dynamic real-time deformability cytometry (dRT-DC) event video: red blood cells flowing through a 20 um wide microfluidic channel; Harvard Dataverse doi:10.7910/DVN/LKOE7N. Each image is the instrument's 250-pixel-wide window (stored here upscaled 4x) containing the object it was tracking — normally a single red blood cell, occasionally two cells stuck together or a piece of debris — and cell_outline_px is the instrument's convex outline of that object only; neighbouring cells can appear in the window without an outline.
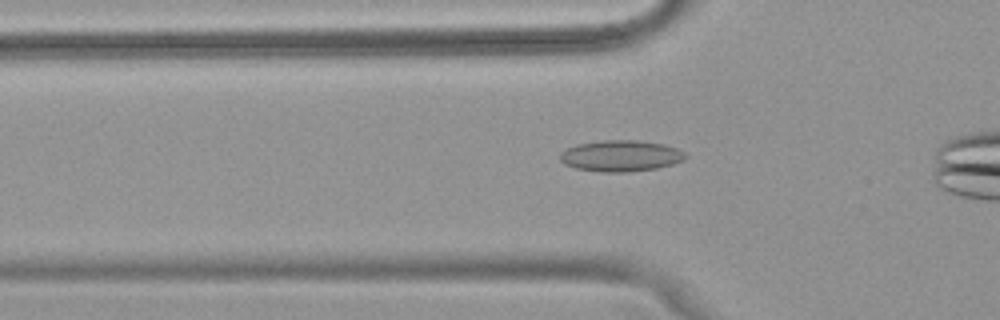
{"species": "common noctule bat (a hibernating species)", "species_latin": "Nyctalus noctula", "temperature_condition": "warm", "stored_images_in_passage": 35, "camera_frame_rate_fps": 3000, "um_per_image_px": 0.085, "animal": {"sex": "female", "body_mass_g": 18.4}, "frame": {"image": 1, "passage_image": 10, "time_ms": 3.0, "image_size_px": [1000, 320], "cell_outline_px": [[688, 156], [684, 160], [672, 164], [656, 168], [628, 172], [604, 172], [576, 168], [564, 164], [560, 160], [560, 152], [576, 144], [604, 140], [636, 140], [664, 144], [676, 148], [684, 152]], "centroid_in_image_um": [52.77, 13.24], "position_along_channel_um": 73.0, "area_um2": 22.77}}
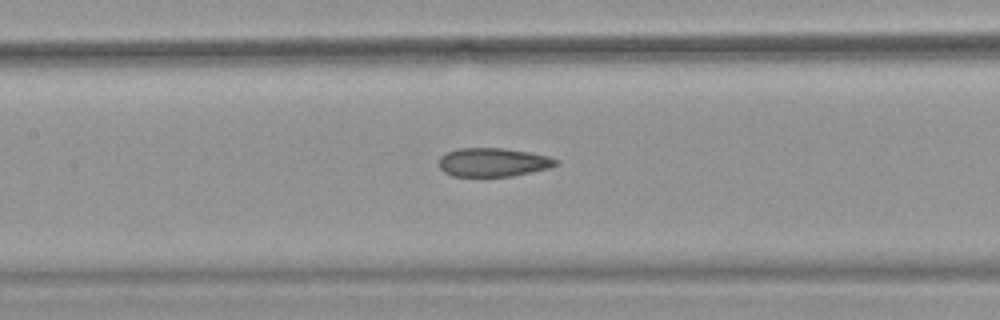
{"frame": {"image": 2, "passage_image": 17, "time_ms": 5.333, "image_size_px": [1000, 320], "cell_outline_px": [[556, 164], [548, 168], [512, 176], [452, 176], [444, 172], [440, 168], [440, 156], [456, 148], [504, 148], [528, 152], [548, 156], [556, 160]], "centroid_in_image_um": [41.87, 13.79], "position_along_channel_um": 165.5, "area_um2": 19.31}}
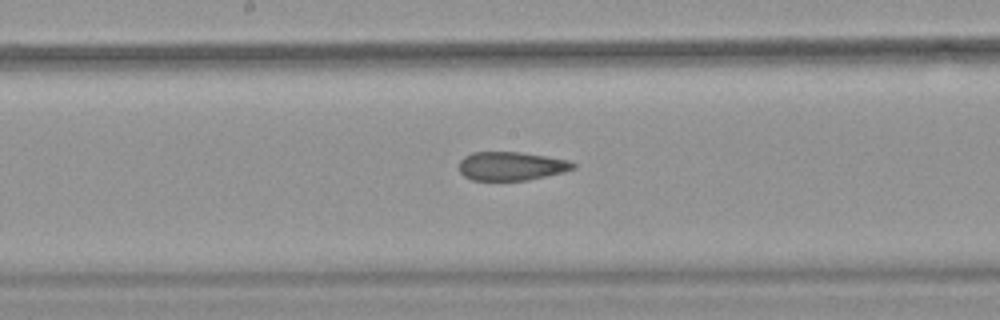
{"frame": {"image": 3, "passage_image": 20, "time_ms": 6.333, "image_size_px": [1000, 320], "cell_outline_px": [[576, 168], [564, 172], [528, 180], [472, 180], [464, 176], [460, 172], [460, 160], [464, 156], [472, 152], [520, 152], [568, 160], [576, 164]], "centroid_in_image_um": [43.46, 14.12], "position_along_channel_um": 204.7, "area_um2": 19.02}}